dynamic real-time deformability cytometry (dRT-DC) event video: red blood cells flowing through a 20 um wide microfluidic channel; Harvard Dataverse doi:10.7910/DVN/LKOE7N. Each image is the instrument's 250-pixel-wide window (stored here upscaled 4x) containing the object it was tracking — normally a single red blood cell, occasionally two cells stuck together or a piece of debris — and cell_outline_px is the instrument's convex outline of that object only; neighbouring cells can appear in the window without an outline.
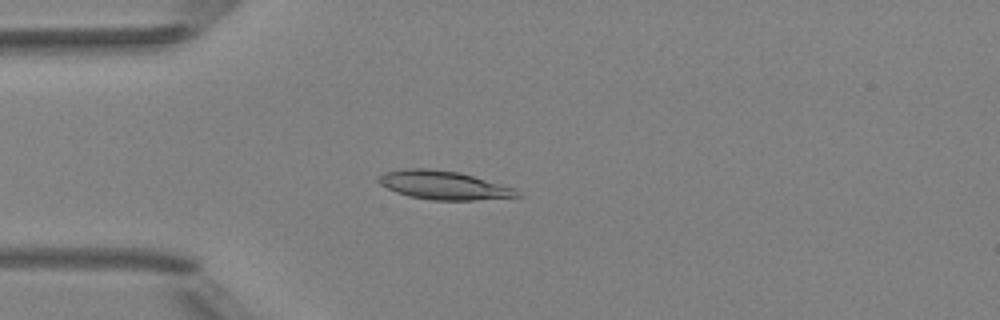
{"species": "Egyptian fruit bat (a non-hibernating species)", "species_latin": "Rousettus aegyptiacus", "temperature_condition": "room temperature", "stored_images_in_passage": 5, "camera_frame_rate_fps": 3000, "um_per_image_px": 0.085, "animal": {"sex": "female"}, "frame": {"image": 1, "passage_image": 4, "time_ms": 3.333, "image_size_px": [1000, 320], "cell_outline_px": [[524, 196], [476, 200], [432, 200], [408, 196], [396, 192], [380, 184], [376, 180], [376, 176], [384, 172], [404, 168], [428, 168], [460, 172], [516, 188]], "centroid_in_image_um": [37.71, 15.73], "position_along_channel_um": 47.3, "area_um2": 23.41}}